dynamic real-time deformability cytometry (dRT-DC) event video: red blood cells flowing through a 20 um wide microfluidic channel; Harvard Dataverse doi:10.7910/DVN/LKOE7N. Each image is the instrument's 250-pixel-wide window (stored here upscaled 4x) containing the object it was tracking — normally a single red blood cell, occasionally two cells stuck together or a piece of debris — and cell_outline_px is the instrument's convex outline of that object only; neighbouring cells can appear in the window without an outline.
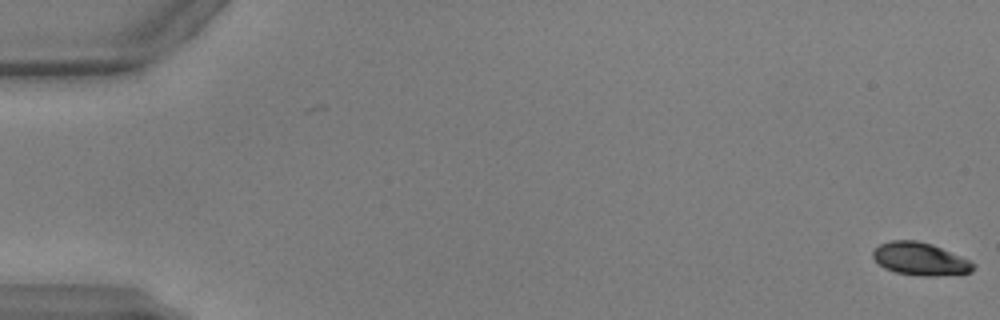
{"species": "common noctule bat (a hibernating species)", "species_latin": "Nyctalus noctula", "temperature_condition": "warm", "stored_images_in_passage": 3, "camera_frame_rate_fps": 3000, "um_per_image_px": 0.085, "animal": {"sex": "male", "body_mass_g": 17.9, "forearm_length_mm": 54.2}, "frame": {"image": 1, "passage_image": 3, "time_ms": 0.667, "image_size_px": [1000, 320], "cell_outline_px": [[976, 268], [972, 272], [932, 276], [920, 276], [896, 272], [884, 268], [872, 256], [872, 252], [880, 244], [892, 240], [916, 240], [932, 244], [960, 256], [976, 264]], "centroid_in_image_um": [78.22, 22.01], "position_along_channel_um": 6.8, "area_um2": 19.02}}